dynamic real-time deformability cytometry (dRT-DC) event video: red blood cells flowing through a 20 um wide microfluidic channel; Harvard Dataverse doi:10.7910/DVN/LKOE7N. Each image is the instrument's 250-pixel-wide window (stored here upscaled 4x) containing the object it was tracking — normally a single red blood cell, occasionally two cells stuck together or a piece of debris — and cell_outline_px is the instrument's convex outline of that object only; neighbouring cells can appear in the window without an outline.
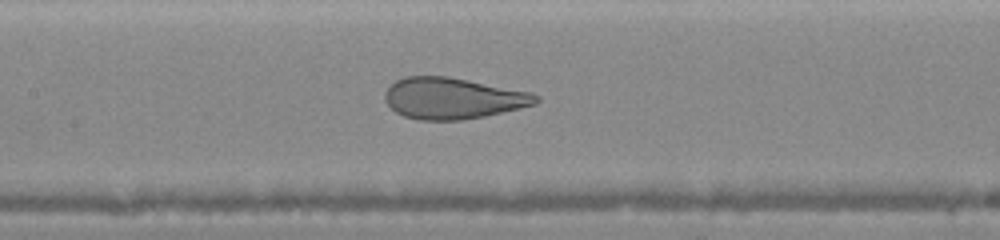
{"species": "human", "species_latin": "Homo sapiens", "temperature_condition": "warm", "stored_images_in_passage": 48, "camera_frame_rate_fps": 3000, "um_per_image_px": 0.085, "donor": {"sex": "female"}, "frame": {"image": 1, "passage_image": 18, "time_ms": 7.0, "image_size_px": [1000, 240], "cell_outline_px": [[540, 100], [536, 104], [520, 108], [484, 116], [464, 120], [420, 120], [404, 116], [396, 112], [384, 100], [384, 92], [396, 80], [404, 76], [448, 76], [532, 92], [540, 96]], "centroid_in_image_um": [38.5, 8.35], "position_along_channel_um": 168.9, "area_um2": 36.41}}
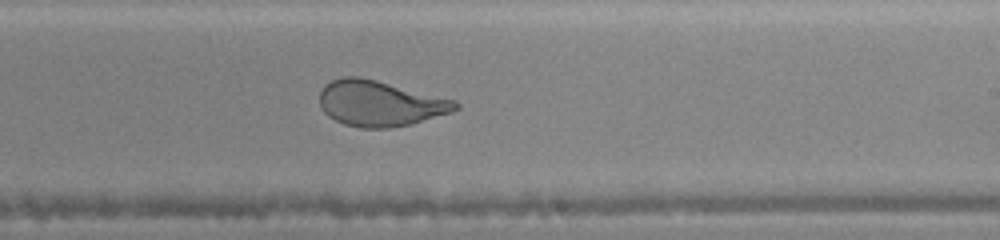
{"frame": {"image": 2, "passage_image": 26, "time_ms": 9.0, "image_size_px": [1000, 240], "cell_outline_px": [[460, 108], [452, 112], [412, 124], [388, 128], [360, 128], [344, 124], [328, 116], [320, 108], [320, 88], [324, 84], [332, 80], [344, 76], [360, 76], [456, 100], [460, 104]], "centroid_in_image_um": [32.29, 8.79], "position_along_channel_um": 256.7, "area_um2": 36.36}}
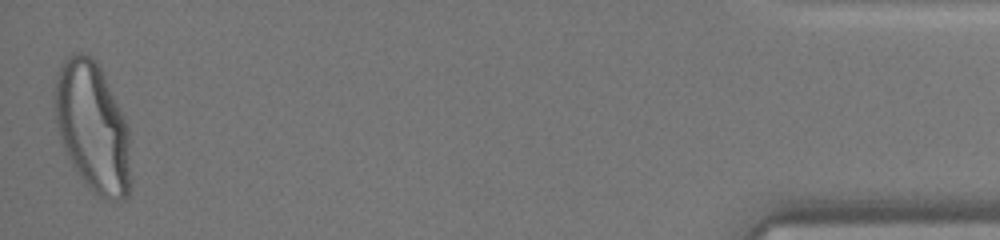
{"frame": {"image": 3, "passage_image": 48, "time_ms": 14.667, "image_size_px": [1000, 240], "cell_outline_px": [[128, 196], [124, 200], [108, 200], [92, 192], [68, 156], [60, 140], [56, 120], [52, 96], [56, 76], [60, 64], [72, 52], [84, 52], [92, 56], [100, 64], [104, 72], [128, 124]], "centroid_in_image_um": [7.83, 10.69], "position_along_channel_um": 427.4, "area_um2": 57.51}}